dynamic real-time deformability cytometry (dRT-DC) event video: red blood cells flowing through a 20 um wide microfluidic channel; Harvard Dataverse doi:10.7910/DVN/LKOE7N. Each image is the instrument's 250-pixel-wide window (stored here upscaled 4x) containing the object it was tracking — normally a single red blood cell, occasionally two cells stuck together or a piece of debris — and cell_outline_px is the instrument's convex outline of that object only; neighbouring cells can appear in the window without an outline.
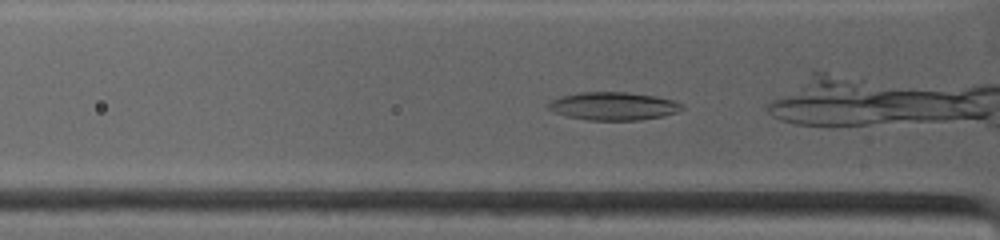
{"species": "common noctule bat (a hibernating species)", "species_latin": "Nyctalus noctula", "temperature_condition": "warm", "stored_images_in_passage": 61, "camera_frame_rate_fps": 4500, "um_per_image_px": 0.085, "animal": {"sex": "female", "body_mass_g": 19.0, "forearm_length_mm": 53.3}, "frame": {"image": 1, "passage_image": 13, "time_ms": 2.667, "image_size_px": [1000, 240], "cell_outline_px": [[684, 108], [676, 112], [664, 116], [640, 120], [588, 120], [568, 116], [556, 112], [548, 108], [548, 104], [552, 100], [560, 96], [580, 92], [628, 92], [656, 96], [672, 100], [684, 104]], "centroid_in_image_um": [52.17, 9.01], "position_along_channel_um": 73.6, "area_um2": 21.79}}
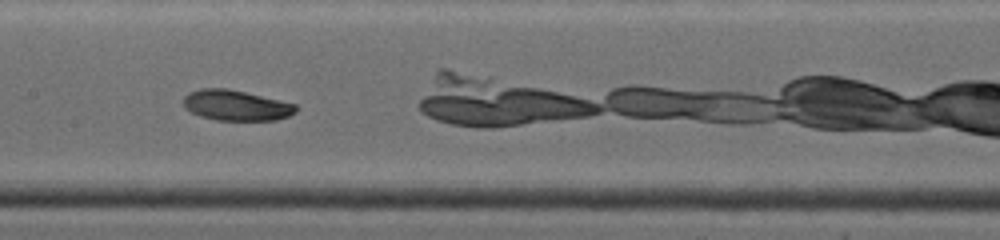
{"frame": {"image": 2, "passage_image": 26, "time_ms": 5.556, "image_size_px": [1000, 240], "cell_outline_px": [[296, 112], [288, 116], [276, 120], [216, 120], [200, 116], [184, 108], [184, 96], [188, 92], [200, 88], [228, 88], [280, 100], [296, 104]], "centroid_in_image_um": [20.04, 8.95], "position_along_channel_um": 187.4, "area_um2": 20.0}}
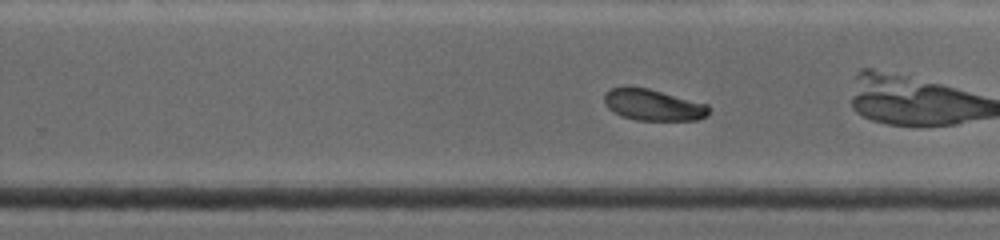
{"frame": {"image": 3, "passage_image": 36, "time_ms": 7.778, "image_size_px": [1000, 240], "cell_outline_px": [[708, 116], [696, 120], [636, 120], [620, 116], [608, 108], [604, 104], [604, 92], [612, 88], [648, 88], [708, 104]], "centroid_in_image_um": [55.51, 8.93], "position_along_channel_um": 274.3, "area_um2": 18.96}}